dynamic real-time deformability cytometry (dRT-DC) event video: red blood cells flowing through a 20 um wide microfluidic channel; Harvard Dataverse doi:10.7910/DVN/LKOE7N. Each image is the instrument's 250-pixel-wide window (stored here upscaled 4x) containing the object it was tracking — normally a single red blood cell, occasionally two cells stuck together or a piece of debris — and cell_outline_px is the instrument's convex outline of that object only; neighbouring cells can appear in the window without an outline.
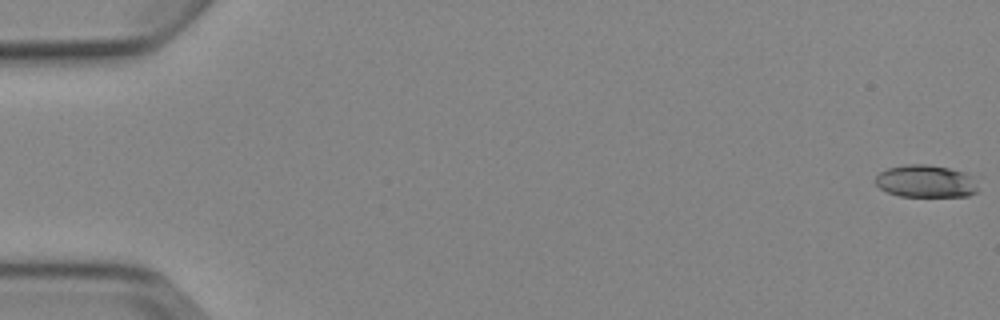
{"species": "Egyptian fruit bat (a non-hibernating species)", "species_latin": "Rousettus aegyptiacus", "temperature_condition": "cold", "stored_images_in_passage": 8, "camera_frame_rate_fps": 3000, "um_per_image_px": 0.085, "animal": {"sex": "female"}, "frame": {"image": 1, "passage_image": 1, "time_ms": 0.0, "image_size_px": [1000, 320], "cell_outline_px": [[976, 192], [968, 196], [900, 196], [888, 192], [880, 188], [876, 184], [876, 176], [880, 172], [888, 168], [908, 164], [924, 164], [948, 168], [964, 172], [972, 176], [976, 188]], "centroid_in_image_um": [78.67, 15.41], "position_along_channel_um": 6.3, "area_um2": 19.13}}
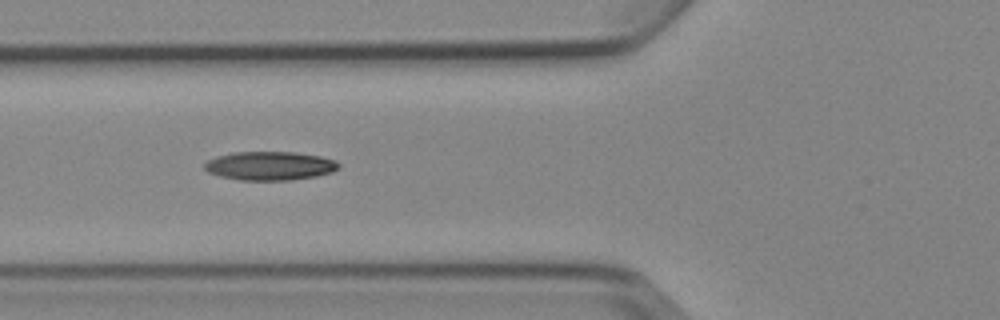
{"frame": {"image": 2, "passage_image": 6, "time_ms": 6.667, "image_size_px": [1000, 320], "cell_outline_px": [[340, 168], [332, 172], [316, 176], [292, 180], [240, 180], [220, 176], [208, 172], [204, 168], [204, 164], [208, 160], [216, 156], [232, 152], [296, 152], [320, 156], [336, 160], [340, 164]], "centroid_in_image_um": [22.95, 14.09], "position_along_channel_um": 102.8, "area_um2": 22.6}}
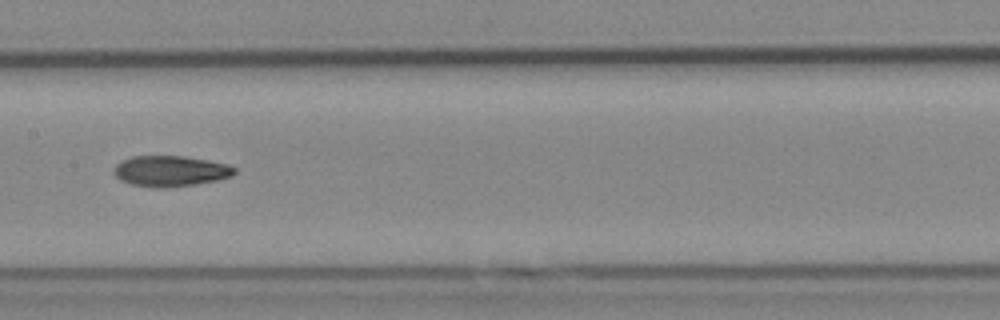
{"frame": {"image": 3, "passage_image": 8, "time_ms": 9.0, "image_size_px": [1000, 320], "cell_outline_px": [[236, 172], [232, 176], [216, 180], [192, 184], [160, 188], [156, 188], [132, 184], [120, 180], [112, 172], [112, 168], [116, 164], [132, 156], [184, 156], [208, 160], [228, 164], [236, 168]], "centroid_in_image_um": [14.47, 14.53], "position_along_channel_um": 192.9, "area_um2": 21.5}}